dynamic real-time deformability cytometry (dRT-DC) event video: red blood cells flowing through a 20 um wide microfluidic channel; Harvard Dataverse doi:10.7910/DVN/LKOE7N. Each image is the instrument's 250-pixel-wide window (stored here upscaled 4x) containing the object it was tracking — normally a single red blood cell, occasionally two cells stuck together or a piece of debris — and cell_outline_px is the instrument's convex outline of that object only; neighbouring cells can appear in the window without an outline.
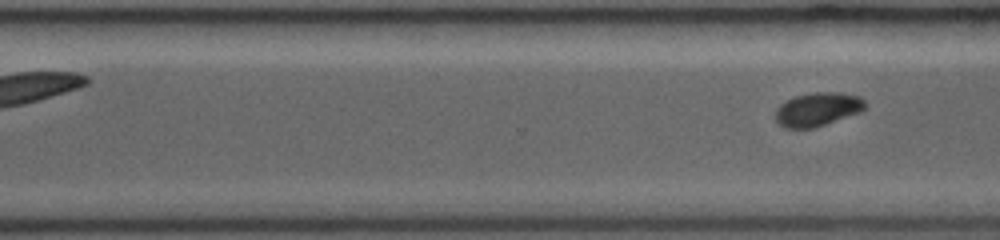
{"species": "common noctule bat (a hibernating species)", "species_latin": "Nyctalus noctula", "temperature_condition": "room temperature", "stored_images_in_passage": 19, "segment_of_instrument_passage": [2, 2], "camera_frame_rate_fps": 3000, "um_per_image_px": 0.085, "animal": {"sex": "female", "body_mass_g": 19.0, "forearm_length_mm": 53.3}, "frame": {"image": 1, "passage_image": 19, "time_ms": 8.0, "image_size_px": [1000, 240], "cell_outline_px": [[868, 108], [860, 112], [812, 128], [784, 128], [776, 120], [776, 108], [780, 104], [796, 96], [812, 92], [840, 92], [860, 96], [868, 104]], "centroid_in_image_um": [69.54, 9.27], "position_along_channel_um": 301.1, "area_um2": 17.57}}